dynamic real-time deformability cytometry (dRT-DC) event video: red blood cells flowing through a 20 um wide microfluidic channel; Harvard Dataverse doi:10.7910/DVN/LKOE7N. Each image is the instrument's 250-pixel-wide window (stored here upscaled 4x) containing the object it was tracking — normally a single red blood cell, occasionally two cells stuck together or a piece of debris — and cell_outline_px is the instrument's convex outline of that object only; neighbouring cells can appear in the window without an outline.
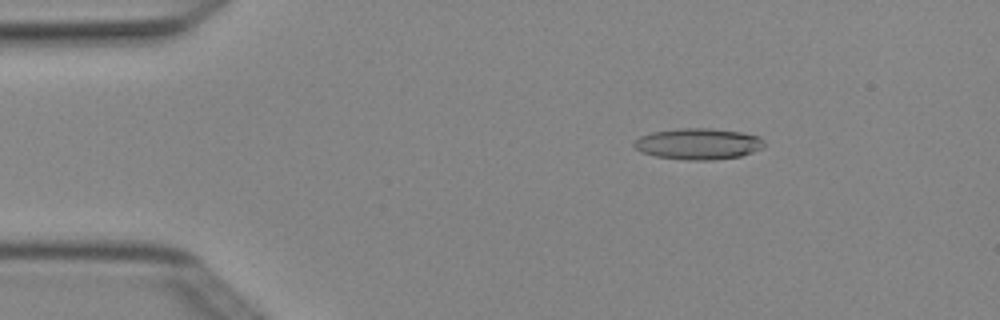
{"species": "Egyptian fruit bat (a non-hibernating species)", "species_latin": "Rousettus aegyptiacus", "temperature_condition": "cold", "stored_images_in_passage": 5, "camera_frame_rate_fps": 3000, "um_per_image_px": 0.085, "animal": {"sex": "female"}, "frame": {"image": 1, "passage_image": 1, "time_ms": 0.0, "image_size_px": [1000, 320], "cell_outline_px": [[764, 148], [740, 156], [712, 160], [688, 160], [656, 156], [640, 152], [632, 144], [640, 136], [652, 132], [680, 128], [712, 128], [740, 132], [760, 136], [764, 140]], "centroid_in_image_um": [59.37, 12.22], "position_along_channel_um": 25.6, "area_um2": 23.7}}
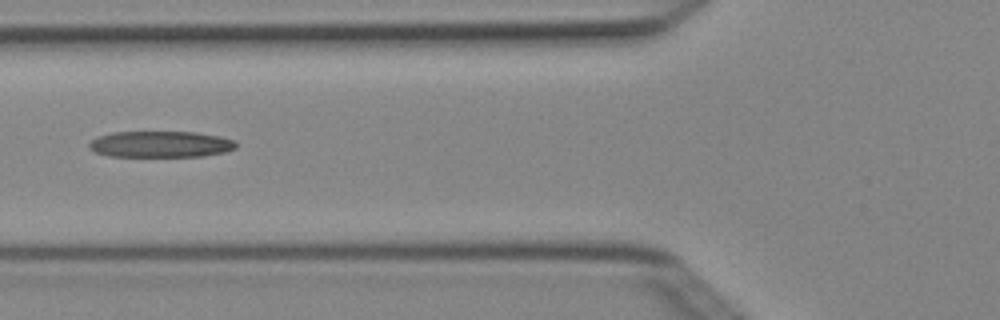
{"frame": {"image": 2, "passage_image": 4, "time_ms": 1.0, "image_size_px": [1000, 320], "cell_outline_px": [[236, 148], [224, 152], [204, 156], [108, 156], [96, 152], [88, 148], [88, 144], [96, 136], [112, 132], [196, 132], [220, 136], [236, 140]], "centroid_in_image_um": [13.64, 12.25], "position_along_channel_um": 112.2, "area_um2": 22.6}}
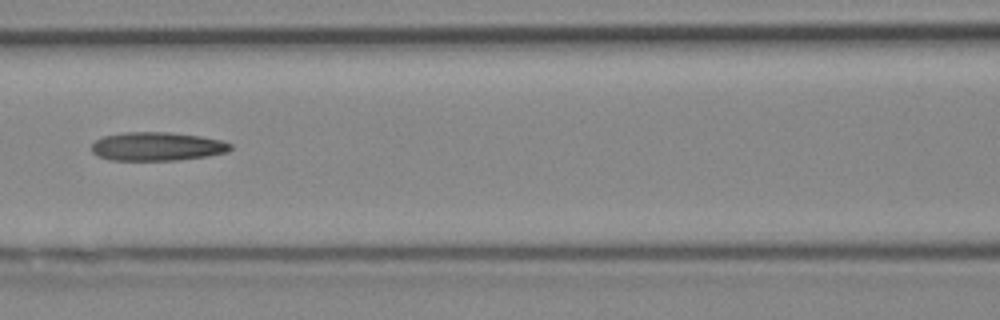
{"frame": {"image": 3, "passage_image": 5, "time_ms": 1.333, "image_size_px": [1000, 320], "cell_outline_px": [[232, 148], [228, 152], [208, 156], [176, 160], [108, 160], [96, 156], [92, 152], [92, 144], [96, 140], [104, 136], [124, 132], [168, 132], [200, 136], [220, 140], [232, 144]], "centroid_in_image_um": [13.34, 12.45], "position_along_channel_um": 153.3, "area_um2": 23.24}}